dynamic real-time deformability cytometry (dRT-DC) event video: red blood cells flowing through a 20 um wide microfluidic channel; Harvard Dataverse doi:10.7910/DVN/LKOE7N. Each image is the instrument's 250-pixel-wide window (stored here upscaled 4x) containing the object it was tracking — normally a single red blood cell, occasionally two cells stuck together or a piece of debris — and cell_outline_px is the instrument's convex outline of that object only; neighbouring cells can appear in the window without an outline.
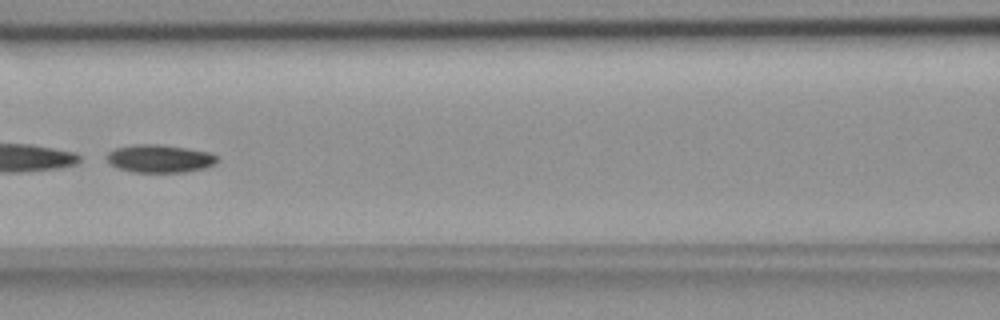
{"species": "common noctule bat (a hibernating species)", "species_latin": "Nyctalus noctula", "temperature_condition": "room temperature", "stored_images_in_passage": 54, "camera_frame_rate_fps": 3000, "um_per_image_px": 0.085, "animal": {"sex": "female", "body_mass_g": 18.4}, "frame": {"image": 1, "passage_image": 24, "time_ms": 7.667, "image_size_px": [1000, 320], "cell_outline_px": [[216, 164], [204, 168], [184, 172], [132, 172], [116, 168], [108, 160], [108, 152], [116, 148], [136, 144], [160, 144], [188, 148], [212, 152], [216, 156]], "centroid_in_image_um": [13.6, 13.48], "position_along_channel_um": 153.0, "area_um2": 17.98}}